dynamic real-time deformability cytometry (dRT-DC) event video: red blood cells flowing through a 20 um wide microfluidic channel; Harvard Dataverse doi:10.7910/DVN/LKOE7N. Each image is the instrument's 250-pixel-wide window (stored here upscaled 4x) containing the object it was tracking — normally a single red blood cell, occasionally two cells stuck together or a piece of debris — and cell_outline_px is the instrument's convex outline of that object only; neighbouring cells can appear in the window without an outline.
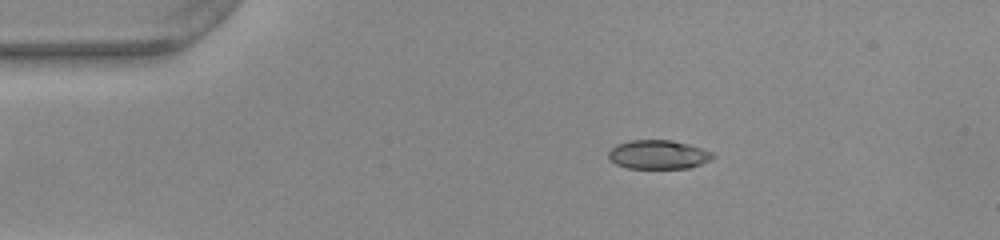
{"species": "common noctule bat (a hibernating species)", "species_latin": "Nyctalus noctula", "temperature_condition": "warm", "stored_images_in_passage": 51, "camera_frame_rate_fps": 3000, "um_per_image_px": 0.085, "animal": {"sex": "female", "body_mass_g": 22.0, "forearm_length_mm": 56.7}, "frame": {"image": 1, "passage_image": 9, "time_ms": 2.667, "image_size_px": [1000, 240], "cell_outline_px": [[716, 156], [700, 164], [688, 168], [628, 168], [616, 164], [608, 160], [608, 152], [616, 144], [632, 140], [672, 140], [704, 148], [712, 152]], "centroid_in_image_um": [55.94, 13.13], "position_along_channel_um": 29.1, "area_um2": 17.63}}
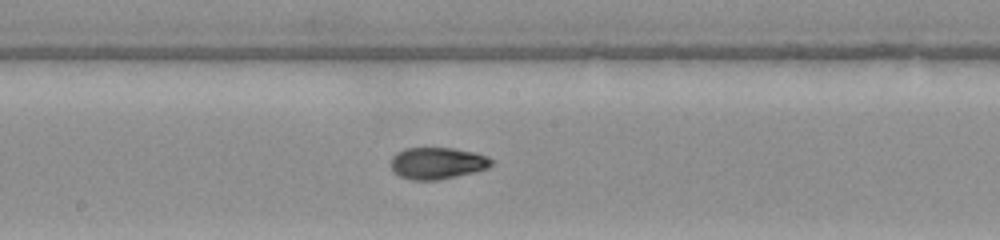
{"frame": {"image": 2, "passage_image": 27, "time_ms": 8.667, "image_size_px": [1000, 240], "cell_outline_px": [[492, 164], [488, 168], [456, 176], [436, 180], [412, 180], [400, 176], [392, 168], [392, 156], [396, 152], [404, 148], [452, 148], [476, 152], [488, 156], [492, 160]], "centroid_in_image_um": [37.18, 13.86], "position_along_channel_um": 211.0, "area_um2": 18.5}}
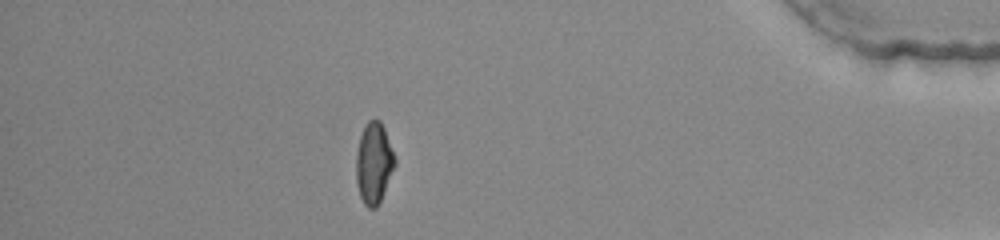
{"frame": {"image": 3, "passage_image": 45, "time_ms": 14.667, "image_size_px": [1000, 240], "cell_outline_px": [[396, 164], [384, 192], [376, 208], [368, 208], [364, 204], [360, 196], [356, 180], [356, 152], [360, 136], [368, 120], [380, 120], [384, 128], [396, 160]], "centroid_in_image_um": [31.77, 13.87], "position_along_channel_um": 403.4, "area_um2": 18.15}, "authors_computed_cell_mechanics": {"area_um2": 18.3226, "velocity_mm_per_s": 3.9733, "shape_relaxation_time_tau1_ms": null, "shape_relaxation_time_tau2_ms": 1.6013, "deformation_change_tau1": null, "deformation_change_tau2": 0.0582}}